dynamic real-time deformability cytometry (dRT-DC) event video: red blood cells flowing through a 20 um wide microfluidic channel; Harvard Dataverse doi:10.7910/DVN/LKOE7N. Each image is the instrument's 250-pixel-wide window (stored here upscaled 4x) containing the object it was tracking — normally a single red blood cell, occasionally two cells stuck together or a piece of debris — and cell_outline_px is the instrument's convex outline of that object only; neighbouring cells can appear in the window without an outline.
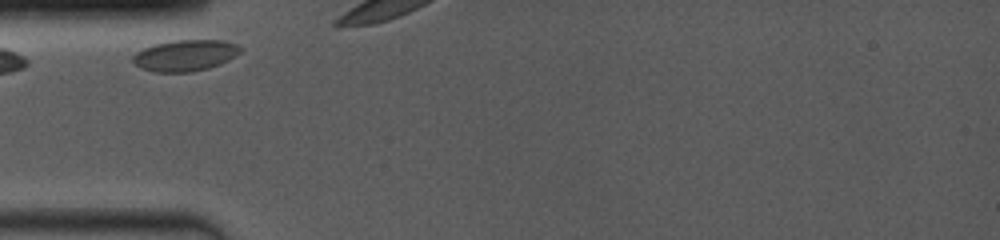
{"species": "common noctule bat (a hibernating species)", "species_latin": "Nyctalus noctula", "temperature_condition": "room temperature", "stored_images_in_passage": 3, "camera_frame_rate_fps": 4000, "um_per_image_px": 0.085, "animal": {"sex": "female", "body_mass_g": 19.0, "forearm_length_mm": 53.3}, "frame": {"image": 1, "passage_image": 1, "time_ms": 0.0, "image_size_px": [1000, 240], "cell_outline_px": [[244, 48], [236, 56], [220, 64], [208, 68], [192, 72], [152, 72], [140, 68], [132, 60], [132, 56], [136, 52], [144, 48], [156, 44], [172, 40], [220, 40], [236, 44]], "centroid_in_image_um": [15.74, 4.71], "position_along_channel_um": 69.3, "area_um2": 19.65}}